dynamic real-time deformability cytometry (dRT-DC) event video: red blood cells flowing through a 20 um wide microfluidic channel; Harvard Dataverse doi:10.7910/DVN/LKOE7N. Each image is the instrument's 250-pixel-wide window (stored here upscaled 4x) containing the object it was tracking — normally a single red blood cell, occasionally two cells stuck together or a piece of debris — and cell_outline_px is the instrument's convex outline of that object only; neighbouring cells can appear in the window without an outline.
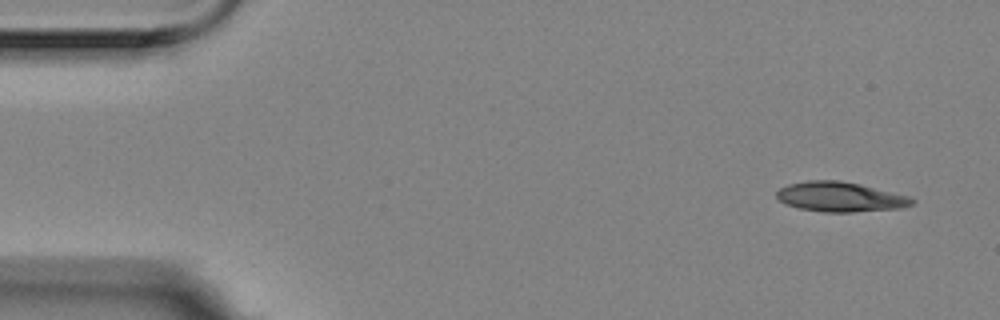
{"species": "Egyptian fruit bat (a non-hibernating species)", "species_latin": "Rousettus aegyptiacus", "temperature_condition": "room temperature", "stored_images_in_passage": 5, "camera_frame_rate_fps": 3000, "um_per_image_px": 0.085, "animal": {"sex": "female"}, "frame": {"image": 1, "passage_image": 1, "time_ms": 0.0, "image_size_px": [1000, 320], "cell_outline_px": [[916, 200], [912, 204], [900, 208], [852, 212], [824, 212], [800, 208], [784, 204], [776, 196], [776, 192], [780, 188], [788, 184], [808, 180], [840, 180], [860, 184], [908, 196]], "centroid_in_image_um": [71.39, 16.73], "position_along_channel_um": 13.6, "area_um2": 23.41}}
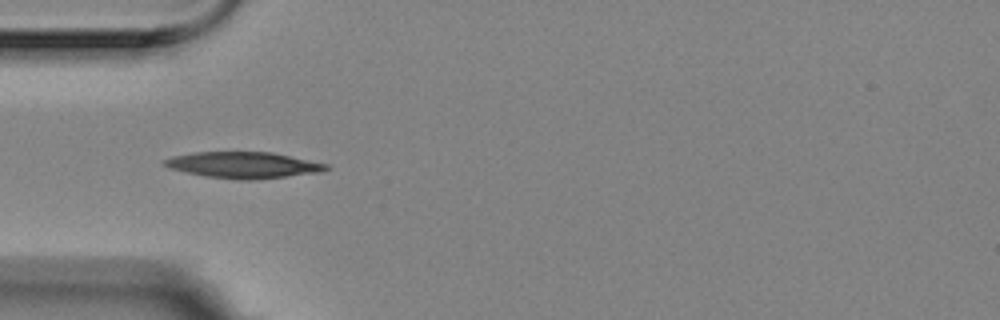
{"frame": {"image": 2, "passage_image": 4, "time_ms": 1.0, "image_size_px": [1000, 320], "cell_outline_px": [[332, 168], [320, 172], [252, 180], [236, 180], [208, 176], [188, 172], [172, 168], [164, 164], [164, 160], [172, 156], [192, 152], [272, 152], [328, 164]], "centroid_in_image_um": [20.74, 14.02], "position_along_channel_um": 64.3, "area_um2": 24.45}}
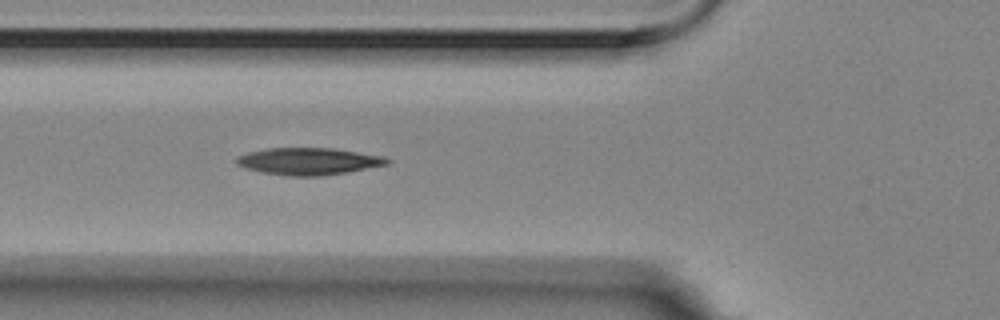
{"frame": {"image": 3, "passage_image": 5, "time_ms": 1.333, "image_size_px": [1000, 320], "cell_outline_px": [[392, 160], [388, 164], [348, 172], [320, 176], [292, 176], [264, 172], [248, 168], [236, 164], [236, 156], [248, 152], [268, 148], [332, 148], [384, 156]], "centroid_in_image_um": [26.26, 13.7], "position_along_channel_um": 99.5, "area_um2": 23.58}}